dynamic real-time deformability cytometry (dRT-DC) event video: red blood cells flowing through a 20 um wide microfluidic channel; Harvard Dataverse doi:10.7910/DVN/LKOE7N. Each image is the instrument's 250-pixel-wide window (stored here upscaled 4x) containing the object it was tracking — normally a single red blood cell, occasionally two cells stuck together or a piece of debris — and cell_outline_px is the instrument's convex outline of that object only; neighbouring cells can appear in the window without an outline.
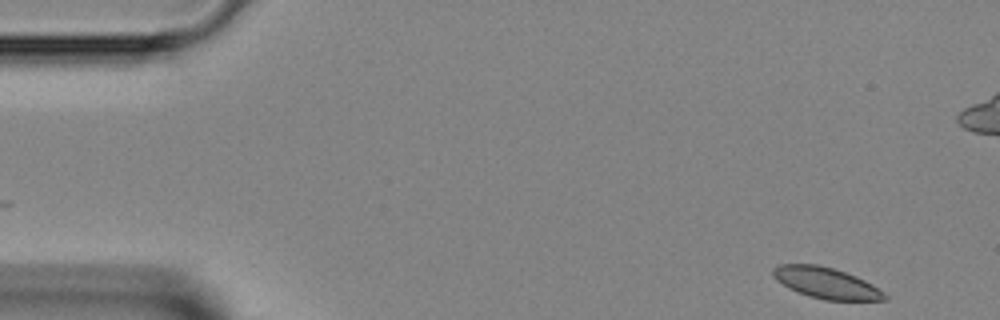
{"species": "Egyptian fruit bat (a non-hibernating species)", "species_latin": "Rousettus aegyptiacus", "temperature_condition": "room temperature", "stored_images_in_passage": 11, "camera_frame_rate_fps": 3000, "um_per_image_px": 0.085, "animal": {"sex": "female"}, "frame": {"image": 1, "passage_image": 1, "time_ms": 0.0, "image_size_px": [1000, 320], "cell_outline_px": [[888, 300], [824, 300], [808, 296], [796, 292], [788, 288], [776, 280], [772, 276], [772, 268], [776, 264], [816, 264], [832, 268], [856, 276], [872, 284], [884, 292], [888, 296]], "centroid_in_image_um": [70.18, 24.05], "position_along_channel_um": 14.8, "area_um2": 20.35}}